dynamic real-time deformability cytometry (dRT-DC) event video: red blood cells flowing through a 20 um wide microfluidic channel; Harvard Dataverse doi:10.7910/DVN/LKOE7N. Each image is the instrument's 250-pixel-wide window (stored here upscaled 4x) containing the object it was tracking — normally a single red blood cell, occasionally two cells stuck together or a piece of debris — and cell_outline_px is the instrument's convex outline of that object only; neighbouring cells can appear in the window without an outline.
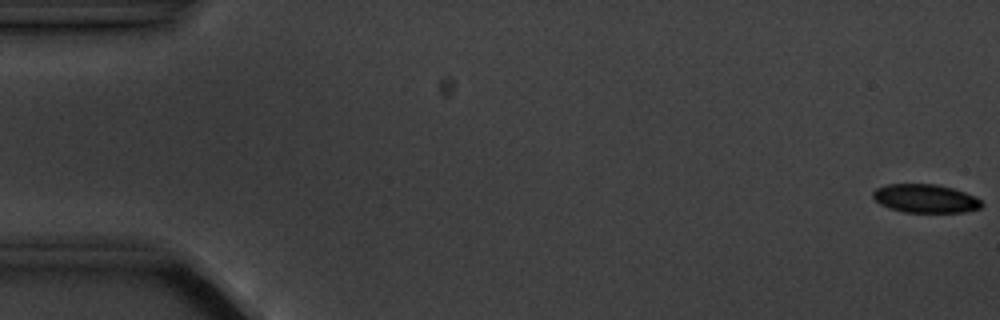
{"species": "common noctule bat (a hibernating species)", "species_latin": "Nyctalus noctula", "temperature_condition": "cold", "stored_images_in_passage": 6, "camera_frame_rate_fps": 3000, "um_per_image_px": 0.085, "animal": {"sex": "male", "body_mass_g": 20.1, "forearm_length_mm": 53.5}, "frame": {"image": 1, "passage_image": 1, "time_ms": 0.0, "image_size_px": [1000, 320], "cell_outline_px": [[984, 204], [980, 208], [964, 212], [904, 212], [880, 204], [872, 196], [872, 192], [876, 188], [888, 184], [936, 184], [952, 188], [976, 196]], "centroid_in_image_um": [78.67, 16.87], "position_along_channel_um": 6.3, "area_um2": 17.98}}